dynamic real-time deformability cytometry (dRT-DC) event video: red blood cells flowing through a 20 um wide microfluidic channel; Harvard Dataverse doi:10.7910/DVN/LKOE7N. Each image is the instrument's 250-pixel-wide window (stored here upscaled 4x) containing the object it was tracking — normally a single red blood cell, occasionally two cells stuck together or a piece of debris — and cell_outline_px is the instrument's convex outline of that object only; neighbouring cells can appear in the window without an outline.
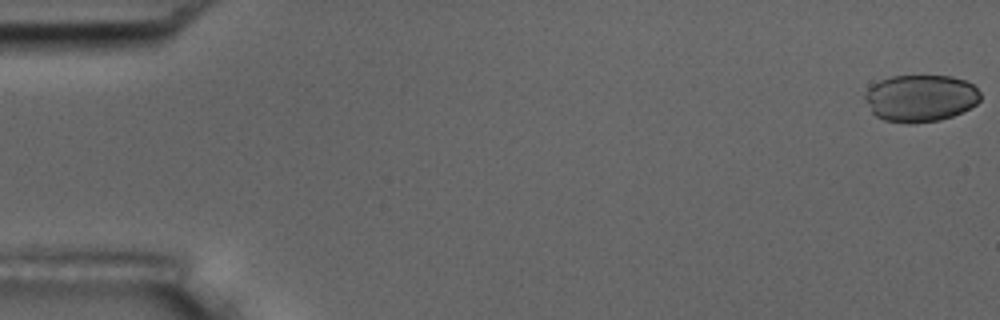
{"species": "common noctule bat (a hibernating species)", "species_latin": "Nyctalus noctula", "temperature_condition": "room temperature", "stored_images_in_passage": 5, "camera_frame_rate_fps": 3000, "um_per_image_px": 0.085, "animal": {"sex": "male", "body_mass_g": 17.5, "forearm_length_mm": 52.3}, "frame": {"image": 1, "passage_image": 1, "time_ms": 0.0, "image_size_px": [1000, 320], "cell_outline_px": [[980, 100], [976, 104], [952, 116], [940, 120], [912, 124], [908, 124], [884, 120], [876, 116], [872, 112], [864, 100], [864, 96], [868, 88], [872, 84], [880, 80], [892, 76], [952, 76], [964, 80], [972, 84], [980, 92]], "centroid_in_image_um": [78.21, 8.35], "position_along_channel_um": 6.8, "area_um2": 31.73}}